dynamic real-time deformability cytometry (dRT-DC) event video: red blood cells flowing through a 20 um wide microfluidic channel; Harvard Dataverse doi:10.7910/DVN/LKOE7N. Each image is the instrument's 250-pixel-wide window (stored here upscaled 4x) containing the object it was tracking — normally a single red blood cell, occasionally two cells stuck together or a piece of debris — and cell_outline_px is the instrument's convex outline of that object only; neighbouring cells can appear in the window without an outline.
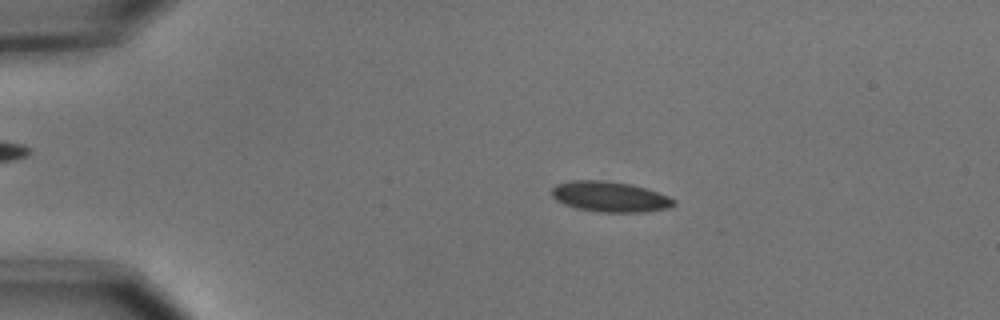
{"species": "common noctule bat (a hibernating species)", "species_latin": "Nyctalus noctula", "temperature_condition": "cold", "stored_images_in_passage": 55, "camera_frame_rate_fps": 3000, "um_per_image_px": 0.085, "animal": {"sex": "male", "body_mass_g": 15.6}, "frame": {"image": 1, "passage_image": 11, "time_ms": 3.333, "image_size_px": [1000, 320], "cell_outline_px": [[676, 204], [668, 208], [644, 212], [600, 212], [576, 208], [564, 204], [556, 200], [552, 196], [552, 188], [556, 184], [572, 180], [604, 180], [632, 184], [668, 196], [676, 200]], "centroid_in_image_um": [51.83, 16.72], "position_along_channel_um": 33.2, "area_um2": 21.68}}
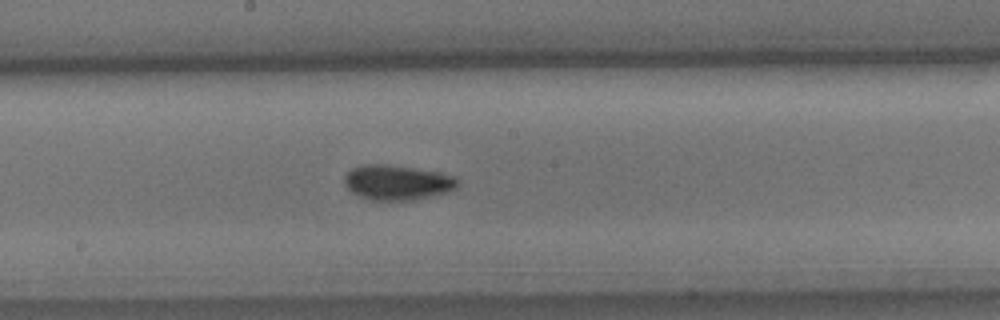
{"frame": {"image": 2, "passage_image": 30, "time_ms": 9.667, "image_size_px": [1000, 320], "cell_outline_px": [[460, 184], [456, 188], [448, 192], [412, 200], [372, 200], [360, 196], [352, 192], [344, 184], [344, 176], [352, 168], [360, 164], [388, 164], [440, 172], [456, 176], [460, 180]], "centroid_in_image_um": [33.79, 15.49], "position_along_channel_um": 214.4, "area_um2": 23.29}}
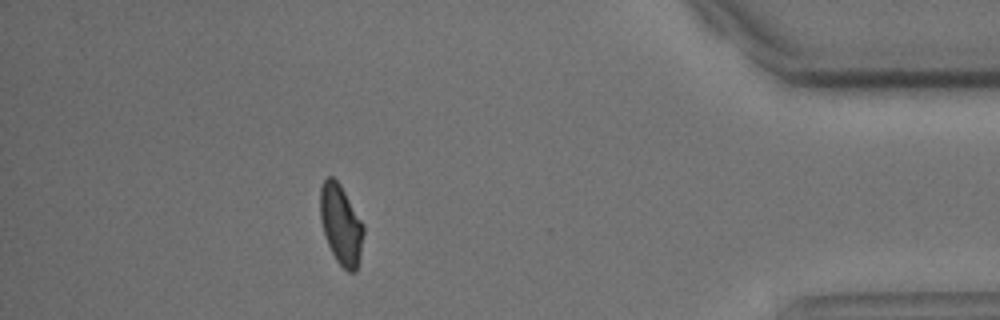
{"frame": {"image": 3, "passage_image": 49, "time_ms": 16.0, "image_size_px": [1000, 320], "cell_outline_px": [[364, 232], [356, 272], [348, 272], [336, 260], [328, 244], [320, 220], [320, 188], [324, 180], [328, 176], [332, 176], [340, 184], [364, 224]], "centroid_in_image_um": [28.98, 19.07], "position_along_channel_um": 406.2, "area_um2": 20.0}, "authors_computed_cell_mechanics": {"area_um2": 21.675, "velocity_mm_per_s": 3.6675, "shape_relaxation_time_tau1_ms": 4.799, "shape_relaxation_time_tau2_ms": null, "deformation_change_tau1": 0.126, "deformation_change_tau2": null}}